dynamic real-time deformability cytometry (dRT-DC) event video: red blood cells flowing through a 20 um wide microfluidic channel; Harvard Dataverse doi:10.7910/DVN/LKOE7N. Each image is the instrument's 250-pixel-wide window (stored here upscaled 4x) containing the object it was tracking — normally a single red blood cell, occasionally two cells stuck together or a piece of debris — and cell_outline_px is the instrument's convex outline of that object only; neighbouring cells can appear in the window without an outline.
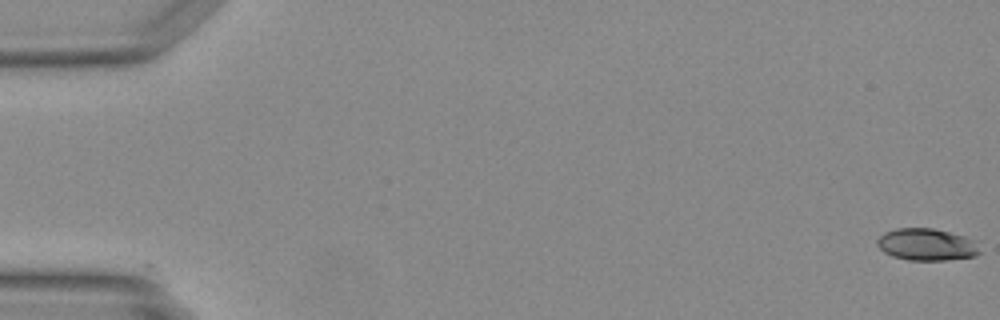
{"species": "Egyptian fruit bat (a non-hibernating species)", "species_latin": "Rousettus aegyptiacus", "temperature_condition": "warm", "stored_images_in_passage": 50, "camera_frame_rate_fps": 3000, "um_per_image_px": 0.085, "animal": {"sex": "female"}, "frame": {"image": 1, "passage_image": 1, "time_ms": 0.0, "image_size_px": [1000, 320], "cell_outline_px": [[980, 252], [976, 256], [944, 260], [908, 260], [892, 256], [884, 252], [876, 244], [876, 240], [884, 232], [896, 228], [932, 228], [964, 236], [972, 240]], "centroid_in_image_um": [78.71, 20.78], "position_along_channel_um": 6.3, "area_um2": 18.96}}
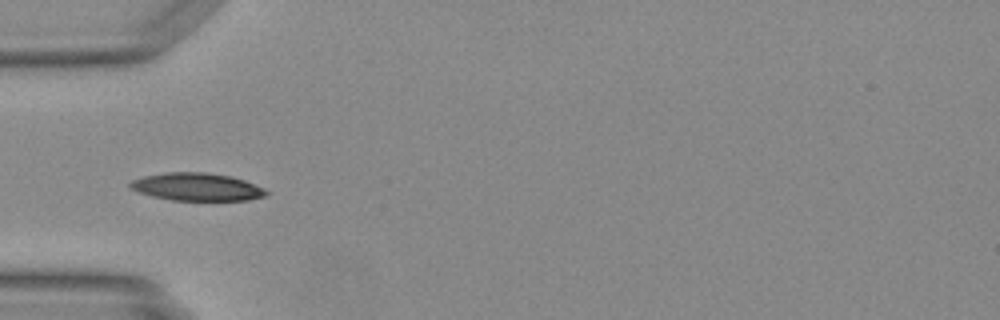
{"frame": {"image": 2, "passage_image": 17, "time_ms": 5.333, "image_size_px": [1000, 320], "cell_outline_px": [[268, 192], [264, 196], [248, 200], [172, 200], [152, 196], [136, 192], [128, 188], [128, 184], [132, 180], [144, 176], [164, 172], [204, 172], [232, 176], [244, 180], [264, 188]], "centroid_in_image_um": [16.68, 15.88], "position_along_channel_um": 68.3, "area_um2": 22.08}}
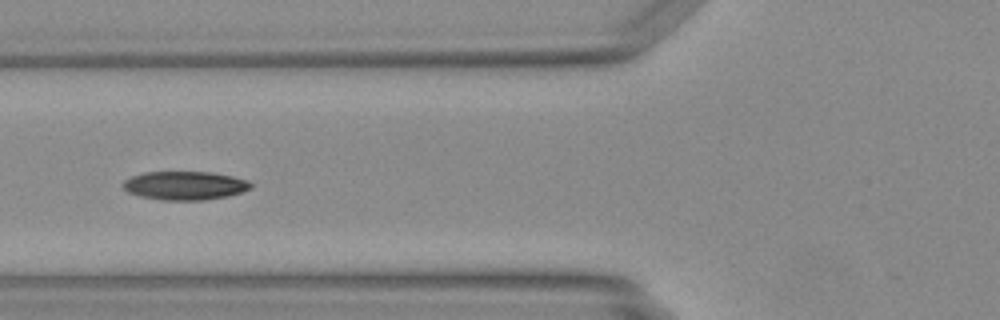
{"frame": {"image": 3, "passage_image": 20, "time_ms": 6.333, "image_size_px": [1000, 320], "cell_outline_px": [[252, 188], [228, 196], [204, 200], [160, 200], [140, 196], [128, 192], [120, 184], [124, 180], [132, 176], [144, 172], [208, 172], [232, 176], [248, 180], [252, 184]], "centroid_in_image_um": [15.69, 15.77], "position_along_channel_um": 110.1, "area_um2": 21.33}}